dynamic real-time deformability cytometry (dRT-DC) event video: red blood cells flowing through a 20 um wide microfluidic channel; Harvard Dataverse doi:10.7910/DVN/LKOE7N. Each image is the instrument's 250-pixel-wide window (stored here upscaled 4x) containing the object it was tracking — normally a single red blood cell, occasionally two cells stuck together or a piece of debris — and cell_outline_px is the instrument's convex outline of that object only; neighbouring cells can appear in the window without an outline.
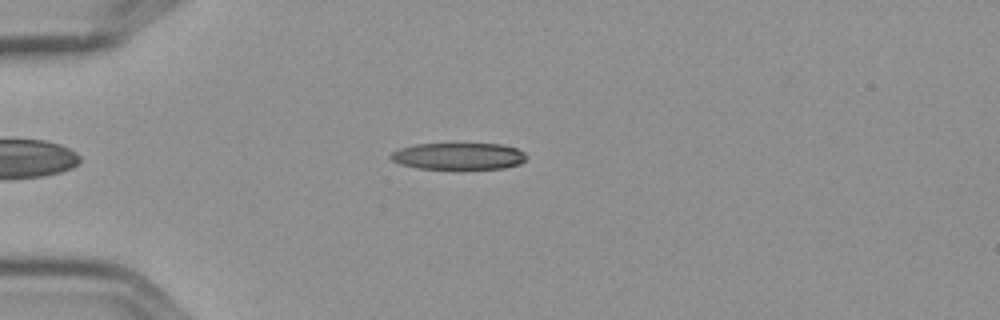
{"species": "Egyptian fruit bat (a non-hibernating species)", "species_latin": "Rousettus aegyptiacus", "temperature_condition": "cold", "stored_images_in_passage": 13, "camera_frame_rate_fps": 3000, "um_per_image_px": 0.085, "frame": {"image": 1, "passage_image": 2, "time_ms": 0.333, "image_size_px": [1000, 320], "cell_outline_px": [[528, 156], [520, 164], [504, 168], [420, 168], [400, 164], [392, 160], [388, 156], [392, 152], [400, 148], [416, 144], [504, 144], [516, 148], [524, 152]], "centroid_in_image_um": [38.99, 13.26], "position_along_channel_um": 46.0, "area_um2": 20.98}}
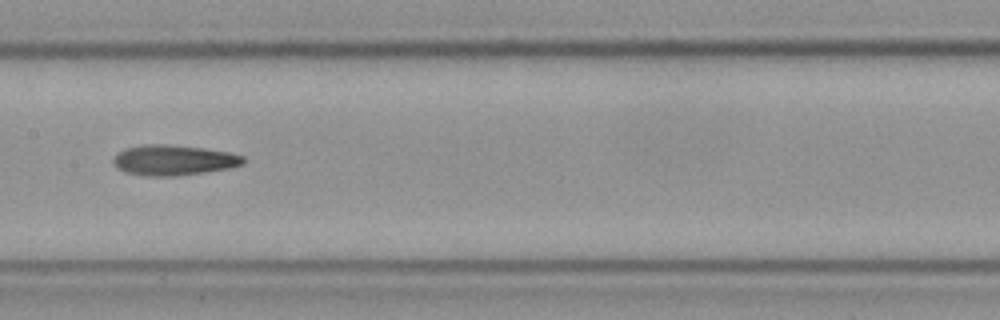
{"frame": {"image": 2, "passage_image": 6, "time_ms": 1.667, "image_size_px": [1000, 320], "cell_outline_px": [[244, 164], [232, 168], [176, 176], [148, 176], [124, 172], [112, 160], [124, 148], [144, 144], [168, 144], [204, 148], [228, 152], [244, 156]], "centroid_in_image_um": [14.8, 13.61], "position_along_channel_um": 192.6, "area_um2": 22.95}}
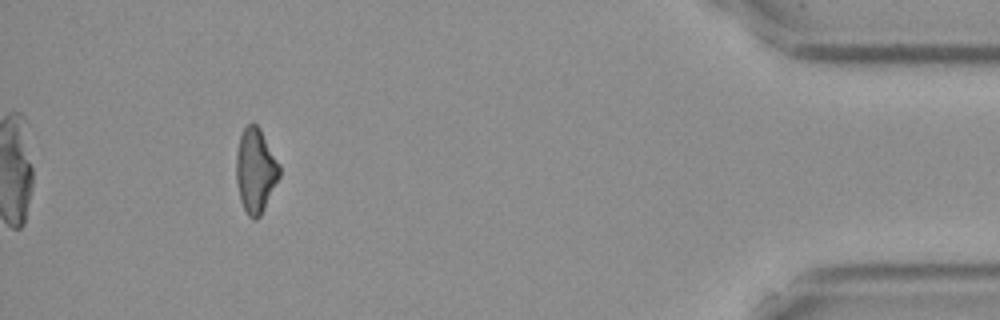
{"frame": {"image": 3, "passage_image": 12, "time_ms": 3.667, "image_size_px": [1000, 320], "cell_outline_px": [[280, 176], [260, 216], [256, 220], [252, 220], [248, 216], [240, 200], [236, 180], [236, 152], [240, 136], [244, 128], [252, 120], [260, 128], [280, 164]], "centroid_in_image_um": [21.71, 14.48], "position_along_channel_um": 413.5, "area_um2": 21.39}}